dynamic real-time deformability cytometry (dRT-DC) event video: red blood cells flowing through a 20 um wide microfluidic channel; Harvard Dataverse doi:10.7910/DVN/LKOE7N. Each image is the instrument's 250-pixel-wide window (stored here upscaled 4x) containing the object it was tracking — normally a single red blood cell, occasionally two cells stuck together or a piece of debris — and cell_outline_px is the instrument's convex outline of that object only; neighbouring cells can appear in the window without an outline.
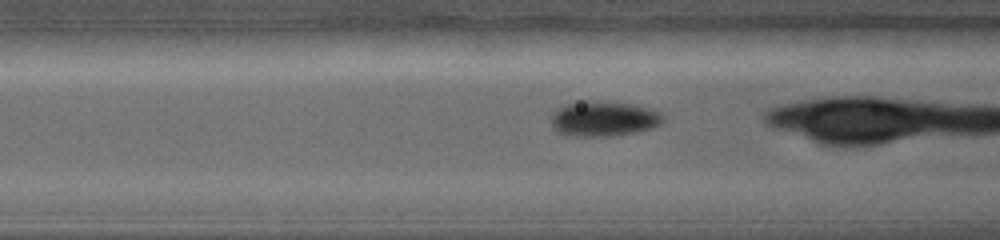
{"species": "common noctule bat (a hibernating species)", "species_latin": "Nyctalus noctula", "temperature_condition": "warm", "stored_images_in_passage": 33, "camera_frame_rate_fps": 5000, "um_per_image_px": 0.085, "animal": {"sex": "female", "body_mass_g": 19.0, "forearm_length_mm": 56.7}, "frame": {"image": 1, "passage_image": 6, "time_ms": 1.0, "image_size_px": [1000, 240], "cell_outline_px": [[664, 120], [660, 124], [652, 128], [632, 132], [604, 136], [584, 136], [560, 132], [552, 124], [552, 112], [556, 108], [576, 100], [596, 100], [636, 104], [652, 108], [660, 112], [664, 116]], "centroid_in_image_um": [51.35, 10.03], "position_along_channel_um": 115.3, "area_um2": 22.95}}
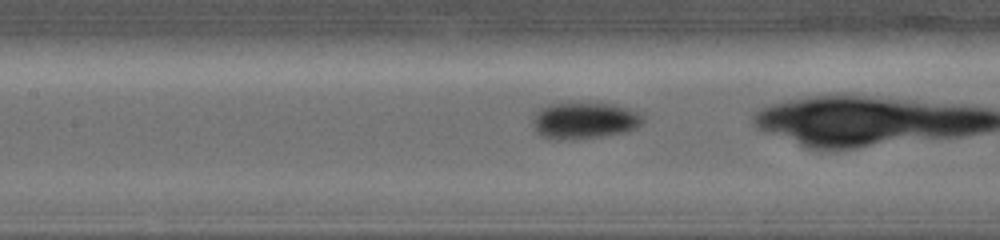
{"frame": {"image": 2, "passage_image": 10, "time_ms": 1.8, "image_size_px": [1000, 240], "cell_outline_px": [[644, 120], [640, 124], [624, 132], [600, 136], [540, 136], [532, 124], [532, 112], [548, 104], [560, 100], [600, 100], [616, 104], [640, 112], [644, 116]], "centroid_in_image_um": [49.67, 10.08], "position_along_channel_um": 157.7, "area_um2": 23.99}}